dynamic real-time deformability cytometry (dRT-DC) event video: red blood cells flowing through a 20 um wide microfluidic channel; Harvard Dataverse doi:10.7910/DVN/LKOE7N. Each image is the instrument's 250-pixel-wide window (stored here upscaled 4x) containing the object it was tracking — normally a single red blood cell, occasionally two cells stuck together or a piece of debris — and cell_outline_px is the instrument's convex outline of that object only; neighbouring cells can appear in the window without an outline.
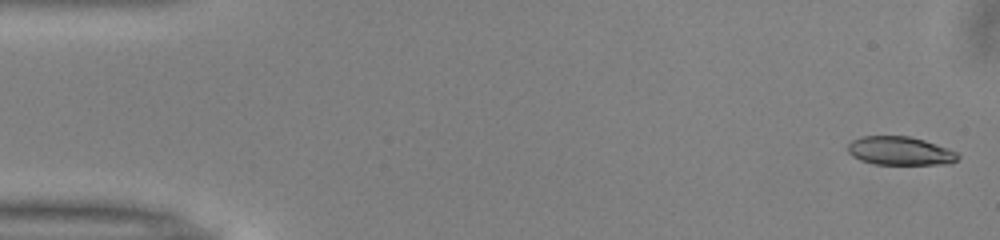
{"species": "common noctule bat (a hibernating species)", "species_latin": "Nyctalus noctula", "temperature_condition": "warm", "stored_images_in_passage": 51, "camera_frame_rate_fps": 3000, "um_per_image_px": 0.085, "animal": {"sex": "male", "body_mass_g": 13.0, "forearm_length_mm": 53.1}, "frame": {"image": 1, "passage_image": 1, "time_ms": 0.0, "image_size_px": [1000, 240], "cell_outline_px": [[960, 156], [956, 160], [948, 164], [876, 164], [860, 160], [852, 156], [848, 152], [848, 144], [852, 140], [860, 136], [908, 136], [924, 140], [948, 148], [956, 152]], "centroid_in_image_um": [76.48, 12.82], "position_along_channel_um": 8.5, "area_um2": 18.26}}
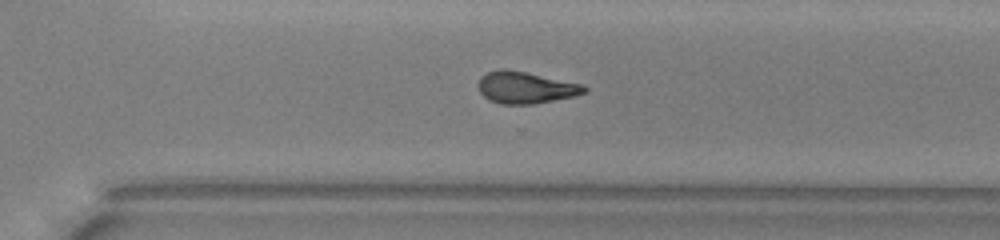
{"frame": {"image": 2, "passage_image": 35, "time_ms": 11.333, "image_size_px": [1000, 240], "cell_outline_px": [[588, 92], [576, 96], [532, 104], [500, 104], [488, 100], [480, 92], [480, 76], [488, 72], [500, 68], [504, 68], [584, 84], [588, 88]], "centroid_in_image_um": [44.71, 7.45], "position_along_channel_um": 325.9, "area_um2": 19.65}}
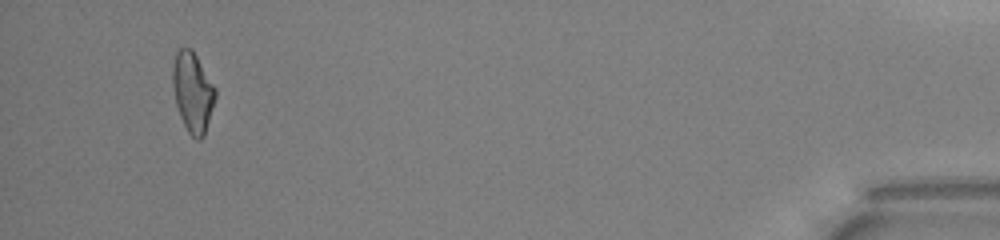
{"frame": {"image": 3, "passage_image": 48, "time_ms": 15.667, "image_size_px": [1000, 240], "cell_outline_px": [[216, 96], [204, 136], [200, 140], [196, 140], [188, 132], [180, 116], [176, 104], [172, 84], [172, 68], [176, 52], [180, 48], [192, 48], [216, 88]], "centroid_in_image_um": [16.38, 7.82], "position_along_channel_um": 418.8, "area_um2": 19.88}, "authors_computed_cell_mechanics": {"area_um2": 19.8254, "velocity_mm_per_s": 4.0057, "shape_relaxation_time_tau1_ms": null, "shape_relaxation_time_tau2_ms": 3.6248, "deformation_change_tau1": null, "deformation_change_tau2": 0.1345}}